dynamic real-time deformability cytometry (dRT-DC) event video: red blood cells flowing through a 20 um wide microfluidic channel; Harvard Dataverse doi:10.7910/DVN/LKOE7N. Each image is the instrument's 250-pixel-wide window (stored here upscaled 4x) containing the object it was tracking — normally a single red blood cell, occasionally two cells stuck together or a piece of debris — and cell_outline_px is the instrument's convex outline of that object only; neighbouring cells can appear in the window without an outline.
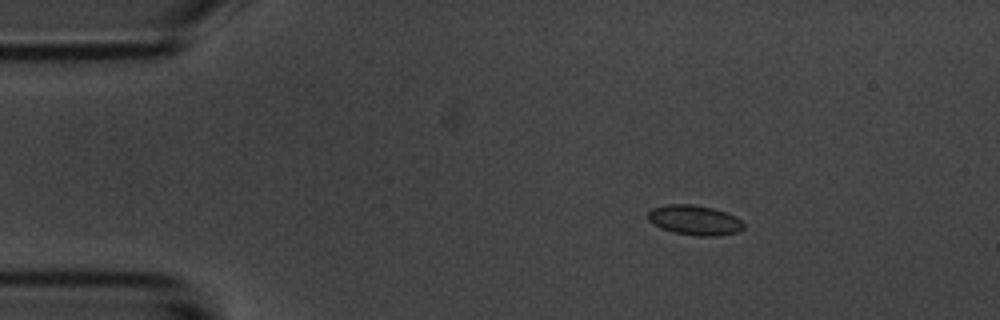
{"species": "common noctule bat (a hibernating species)", "species_latin": "Nyctalus noctula", "temperature_condition": "room temperature", "stored_images_in_passage": 6, "camera_frame_rate_fps": 3000, "um_per_image_px": 0.085, "animal": {"sex": "male", "body_mass_g": 20.1, "forearm_length_mm": 53.5}, "frame": {"image": 1, "passage_image": 2, "time_ms": 2.0, "image_size_px": [1000, 320], "cell_outline_px": [[744, 228], [736, 232], [720, 236], [696, 236], [672, 232], [660, 228], [648, 220], [648, 212], [652, 208], [664, 204], [692, 204], [712, 208], [724, 212], [740, 220], [744, 224]], "centroid_in_image_um": [59.0, 18.72], "position_along_channel_um": 26.0, "area_um2": 16.65}}
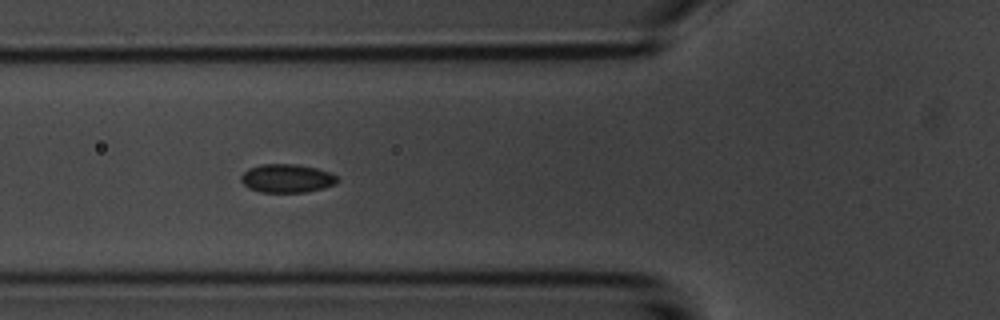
{"frame": {"image": 2, "passage_image": 5, "time_ms": 5.667, "image_size_px": [1000, 320], "cell_outline_px": [[340, 180], [336, 184], [324, 188], [304, 192], [260, 192], [248, 188], [240, 180], [240, 176], [248, 168], [260, 164], [296, 164], [316, 168], [328, 172], [336, 176]], "centroid_in_image_um": [24.37, 15.16], "position_along_channel_um": 101.4, "area_um2": 16.07}}
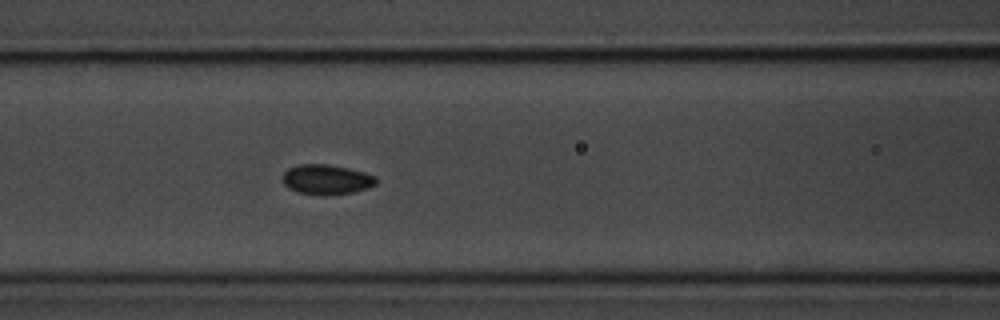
{"frame": {"image": 3, "passage_image": 6, "time_ms": 6.667, "image_size_px": [1000, 320], "cell_outline_px": [[376, 184], [368, 188], [352, 192], [328, 196], [324, 196], [296, 192], [288, 188], [284, 184], [284, 172], [288, 168], [300, 164], [328, 164], [348, 168], [364, 172], [376, 176]], "centroid_in_image_um": [27.75, 15.27], "position_along_channel_um": 138.8, "area_um2": 16.42}}